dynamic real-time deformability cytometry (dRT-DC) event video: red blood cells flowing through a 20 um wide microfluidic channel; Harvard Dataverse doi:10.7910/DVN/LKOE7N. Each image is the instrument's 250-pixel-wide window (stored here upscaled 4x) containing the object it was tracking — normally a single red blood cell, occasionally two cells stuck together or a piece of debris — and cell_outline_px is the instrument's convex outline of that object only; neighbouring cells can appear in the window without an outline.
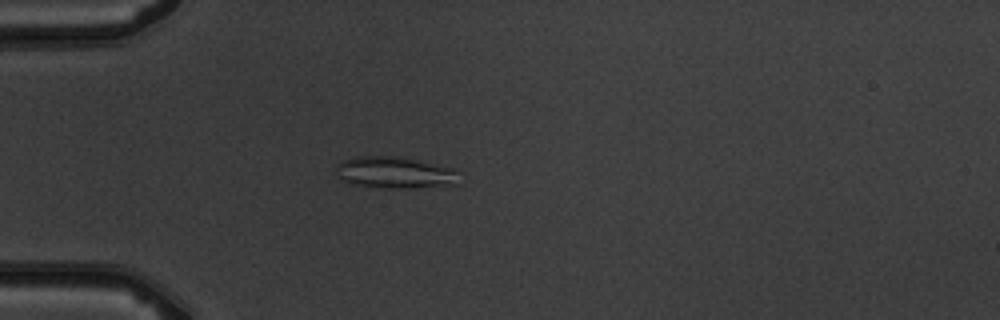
{"species": "common noctule bat (a hibernating species)", "species_latin": "Nyctalus noctula", "temperature_condition": "warm", "stored_images_in_passage": 5, "camera_frame_rate_fps": 3000, "um_per_image_px": 0.085, "animal": {"sex": "male", "body_mass_g": 19.5, "forearm_length_mm": 54.6}, "frame": {"image": 1, "passage_image": 4, "time_ms": 3.667, "image_size_px": [1000, 320], "cell_outline_px": [[460, 184], [408, 188], [384, 188], [352, 184], [336, 176], [336, 164], [344, 160], [356, 156], [392, 156], [456, 168]], "centroid_in_image_um": [33.55, 14.68], "position_along_channel_um": 51.4, "area_um2": 22.66}}